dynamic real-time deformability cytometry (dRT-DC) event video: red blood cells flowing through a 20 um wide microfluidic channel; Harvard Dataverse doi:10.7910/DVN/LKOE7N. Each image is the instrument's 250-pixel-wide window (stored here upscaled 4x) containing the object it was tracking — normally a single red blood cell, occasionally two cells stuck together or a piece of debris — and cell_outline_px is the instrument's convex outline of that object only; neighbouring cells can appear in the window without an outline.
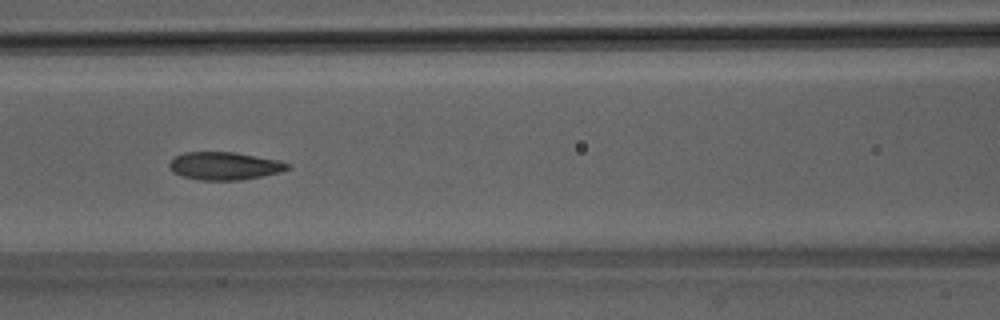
{"species": "Egyptian fruit bat (a non-hibernating species)", "species_latin": "Rousettus aegyptiacus", "temperature_condition": "room temperature", "stored_images_in_passage": 51, "camera_frame_rate_fps": 3000, "um_per_image_px": 0.085, "animal": {"sex": "male"}, "frame": {"image": 1, "passage_image": 23, "time_ms": 7.333, "image_size_px": [1000, 320], "cell_outline_px": [[292, 168], [280, 172], [240, 180], [200, 180], [180, 176], [172, 172], [168, 168], [168, 164], [176, 156], [184, 152], [236, 152], [280, 160], [292, 164]], "centroid_in_image_um": [19.1, 14.1], "position_along_channel_um": 147.5, "area_um2": 19.42}}
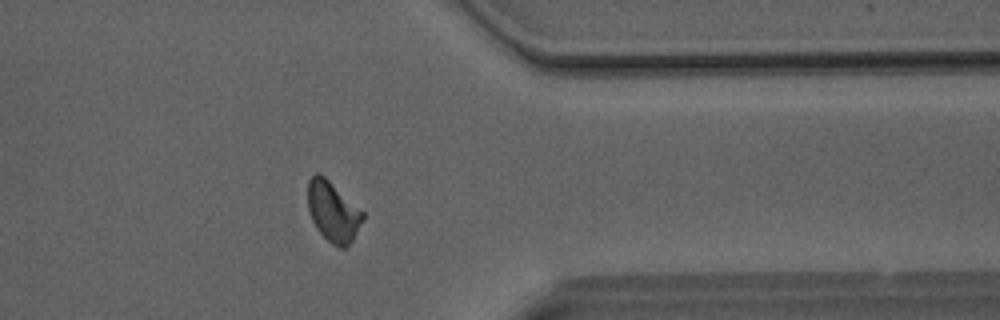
{"frame": {"image": 2, "passage_image": 41, "time_ms": 13.333, "image_size_px": [1000, 320], "cell_outline_px": [[364, 216], [352, 240], [344, 248], [340, 248], [332, 244], [316, 228], [312, 220], [308, 208], [308, 180], [316, 172], [320, 172], [364, 212]], "centroid_in_image_um": [28.28, 17.96], "position_along_channel_um": 383.1, "area_um2": 19.02}}
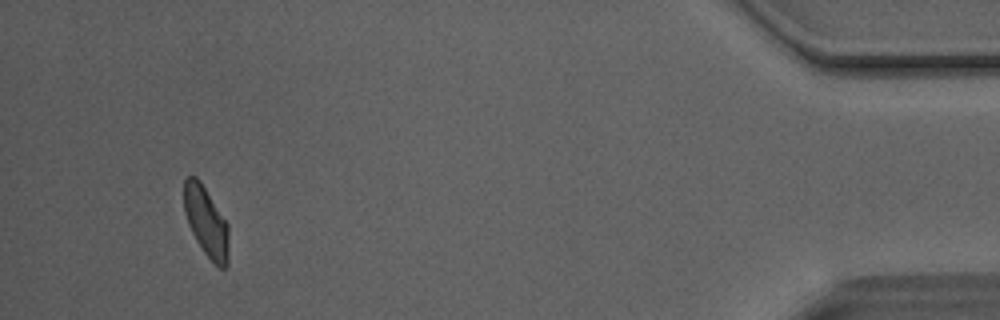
{"frame": {"image": 3, "passage_image": 48, "time_ms": 15.667, "image_size_px": [1000, 320], "cell_outline_px": [[228, 264], [224, 268], [220, 268], [204, 252], [196, 240], [188, 224], [184, 212], [184, 180], [188, 176], [196, 176], [200, 180], [228, 224]], "centroid_in_image_um": [17.52, 18.82], "position_along_channel_um": 417.7, "area_um2": 18.09}, "authors_computed_cell_mechanics": {"area_um2": 19.4208, "velocity_mm_per_s": 4.1054, "shape_relaxation_time_tau1_ms": 3.4846, "shape_relaxation_time_tau2_ms": 1.3457, "deformation_change_tau1": 0.1483, "deformation_change_tau2": 0.0744}}